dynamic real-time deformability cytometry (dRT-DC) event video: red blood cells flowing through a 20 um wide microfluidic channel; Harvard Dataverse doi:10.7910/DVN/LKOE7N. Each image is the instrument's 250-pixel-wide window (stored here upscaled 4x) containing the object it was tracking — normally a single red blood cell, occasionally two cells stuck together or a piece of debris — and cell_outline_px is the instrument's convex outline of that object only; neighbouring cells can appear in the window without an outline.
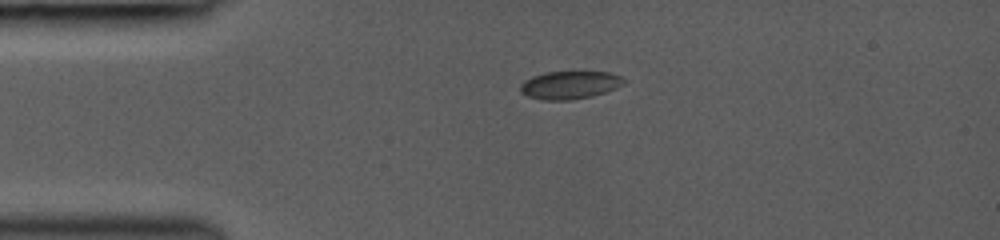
{"species": "common noctule bat (a hibernating species)", "species_latin": "Nyctalus noctula", "temperature_condition": "room temperature", "stored_images_in_passage": 35, "camera_frame_rate_fps": 3000, "um_per_image_px": 0.085, "animal": {"sex": "female", "body_mass_g": 19.0, "forearm_length_mm": 53.3}, "frame": {"image": 1, "passage_image": 1, "time_ms": 0.0, "image_size_px": [1000, 240], "cell_outline_px": [[624, 84], [616, 88], [592, 96], [568, 100], [544, 100], [528, 96], [520, 92], [520, 84], [524, 80], [532, 76], [544, 72], [608, 72], [620, 76], [624, 80]], "centroid_in_image_um": [48.39, 7.22], "position_along_channel_um": 36.6, "area_um2": 16.76}}
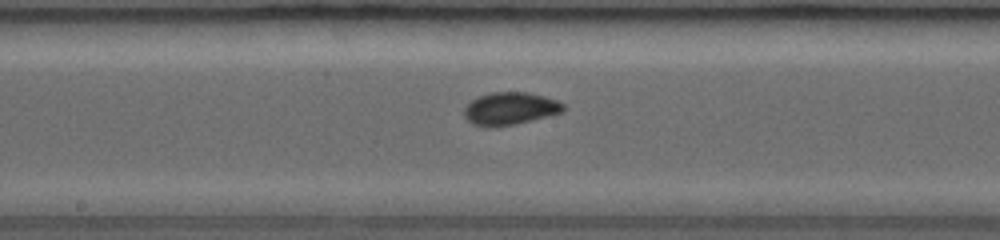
{"frame": {"image": 2, "passage_image": 15, "time_ms": 4.667, "image_size_px": [1000, 240], "cell_outline_px": [[564, 112], [516, 124], [492, 128], [472, 124], [464, 116], [464, 108], [472, 100], [480, 96], [492, 92], [528, 92], [544, 96], [556, 100], [564, 104]], "centroid_in_image_um": [43.36, 9.24], "position_along_channel_um": 204.8, "area_um2": 18.9}}
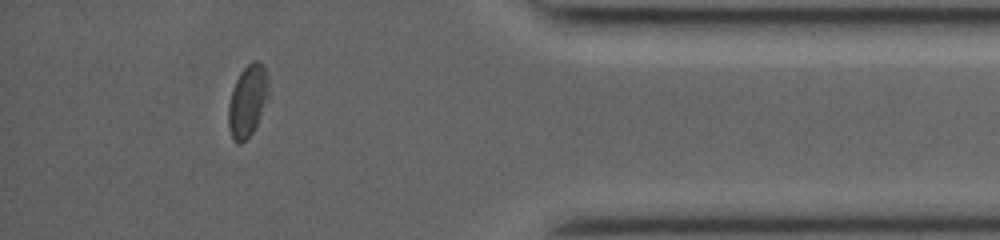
{"frame": {"image": 3, "passage_image": 31, "time_ms": 10.0, "image_size_px": [1000, 240], "cell_outline_px": [[264, 100], [260, 116], [252, 132], [240, 144], [236, 144], [232, 140], [228, 128], [228, 104], [232, 88], [240, 72], [252, 60], [256, 60], [264, 64]], "centroid_in_image_um": [20.93, 8.63], "position_along_channel_um": 414.3, "area_um2": 15.95}, "authors_computed_cell_mechanics": {"area_um2": 17.8024, "velocity_mm_per_s": 4.3149, "shape_relaxation_time_tau1_ms": 2.225, "shape_relaxation_time_tau2_ms": 1.2896, "deformation_change_tau1": 0.0883, "deformation_change_tau2": 0.0442}}